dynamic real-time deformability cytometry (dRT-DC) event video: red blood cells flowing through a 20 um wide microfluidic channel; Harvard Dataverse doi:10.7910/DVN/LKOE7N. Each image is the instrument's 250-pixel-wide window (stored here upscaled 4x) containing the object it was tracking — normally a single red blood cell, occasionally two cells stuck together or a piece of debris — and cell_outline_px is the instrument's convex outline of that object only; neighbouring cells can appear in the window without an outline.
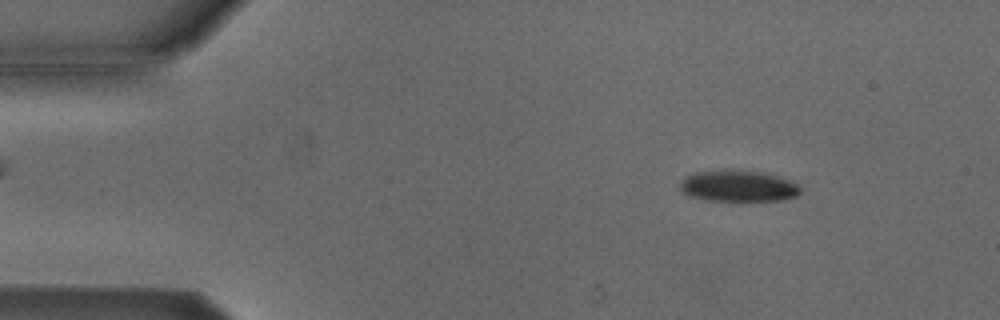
{"species": "Egyptian fruit bat (a non-hibernating species)", "species_latin": "Rousettus aegyptiacus", "temperature_condition": "cold", "stored_images_in_passage": 47, "camera_frame_rate_fps": 3000, "um_per_image_px": 0.085, "animal": {"sex": "male"}, "frame": {"image": 1, "passage_image": 1, "time_ms": 0.0, "image_size_px": [1000, 320], "cell_outline_px": [[800, 192], [796, 196], [784, 200], [708, 200], [688, 196], [680, 192], [680, 180], [684, 176], [692, 172], [720, 168], [728, 168], [764, 172], [788, 180], [796, 184], [800, 188]], "centroid_in_image_um": [62.65, 15.77], "position_along_channel_um": 22.4, "area_um2": 22.48}}
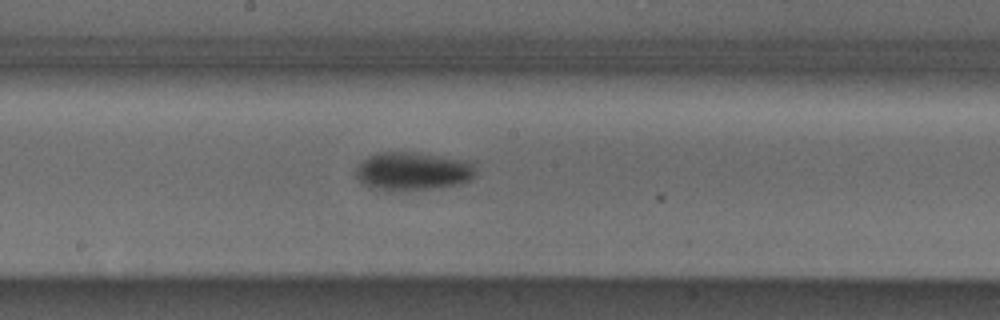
{"frame": {"image": 2, "passage_image": 22, "time_ms": 7.0, "image_size_px": [1000, 320], "cell_outline_px": [[476, 172], [468, 180], [460, 184], [428, 188], [388, 192], [368, 188], [360, 184], [356, 176], [356, 168], [368, 156], [376, 152], [416, 152], [456, 160], [472, 164]], "centroid_in_image_um": [34.94, 14.58], "position_along_channel_um": 213.3, "area_um2": 26.47}}
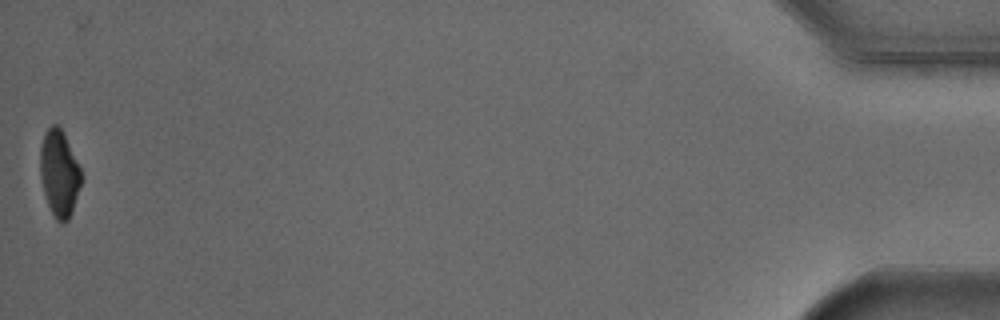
{"frame": {"image": 3, "passage_image": 47, "time_ms": 15.333, "image_size_px": [1000, 320], "cell_outline_px": [[80, 184], [72, 212], [68, 220], [64, 224], [60, 224], [56, 220], [48, 204], [44, 192], [40, 176], [40, 148], [44, 132], [52, 124], [56, 124], [60, 128], [80, 168]], "centroid_in_image_um": [5.0, 14.76], "position_along_channel_um": 430.2, "area_um2": 20.23}, "authors_computed_cell_mechanics": {"area_um2": 24.3916, "velocity_mm_per_s": 3.8274, "shape_relaxation_time_tau1_ms": 2.3928, "shape_relaxation_time_tau2_ms": null, "deformation_change_tau1": 0.1344, "deformation_change_tau2": null}}